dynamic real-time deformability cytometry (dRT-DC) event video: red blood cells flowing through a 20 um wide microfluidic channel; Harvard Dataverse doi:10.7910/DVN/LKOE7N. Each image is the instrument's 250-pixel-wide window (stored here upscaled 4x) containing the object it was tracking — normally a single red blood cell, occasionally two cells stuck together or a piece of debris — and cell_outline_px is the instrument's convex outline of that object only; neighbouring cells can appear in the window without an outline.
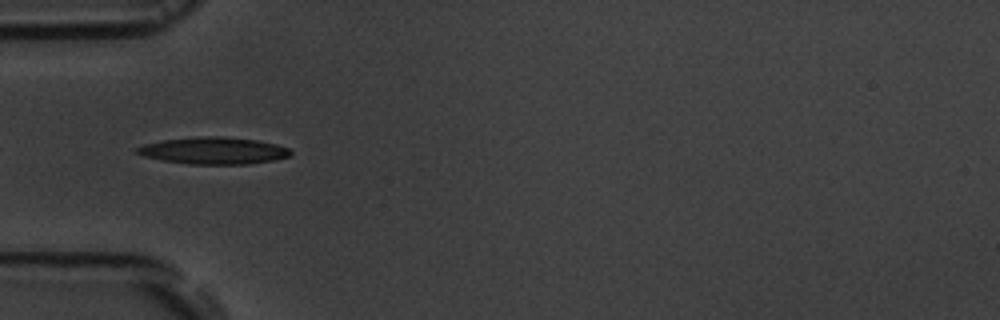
{"species": "common noctule bat (a hibernating species)", "species_latin": "Nyctalus noctula", "temperature_condition": "room temperature", "stored_images_in_passage": 3, "camera_frame_rate_fps": 3000, "um_per_image_px": 0.085, "animal": {"sex": "male", "body_mass_g": 19.5, "forearm_length_mm": 54.6}, "frame": {"image": 1, "passage_image": 3, "time_ms": 2.667, "image_size_px": [1000, 320], "cell_outline_px": [[292, 152], [288, 156], [272, 160], [248, 164], [188, 164], [160, 160], [144, 156], [136, 152], [132, 148], [144, 144], [160, 140], [200, 136], [220, 136], [256, 140], [276, 144], [288, 148]], "centroid_in_image_um": [18.08, 12.8], "position_along_channel_um": 66.9, "area_um2": 24.16}}